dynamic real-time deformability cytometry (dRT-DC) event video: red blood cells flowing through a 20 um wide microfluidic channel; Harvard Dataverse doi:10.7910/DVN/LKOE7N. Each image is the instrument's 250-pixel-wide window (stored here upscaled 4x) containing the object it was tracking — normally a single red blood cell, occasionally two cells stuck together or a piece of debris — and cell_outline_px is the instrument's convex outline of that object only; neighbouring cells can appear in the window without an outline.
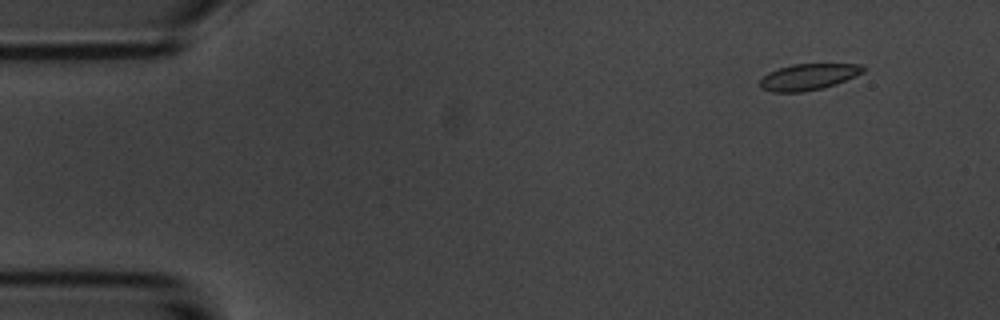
{"species": "common noctule bat (a hibernating species)", "species_latin": "Nyctalus noctula", "temperature_condition": "room temperature", "stored_images_in_passage": 5, "camera_frame_rate_fps": 3000, "um_per_image_px": 0.085, "animal": {"sex": "male", "body_mass_g": 20.1, "forearm_length_mm": 53.5}, "frame": {"image": 1, "passage_image": 2, "time_ms": 1.333, "image_size_px": [1000, 320], "cell_outline_px": [[868, 68], [864, 72], [856, 76], [836, 84], [824, 88], [804, 92], [772, 92], [760, 88], [760, 80], [768, 72], [792, 64], [860, 64]], "centroid_in_image_um": [68.74, 6.54], "position_along_channel_um": 16.3, "area_um2": 15.95}}
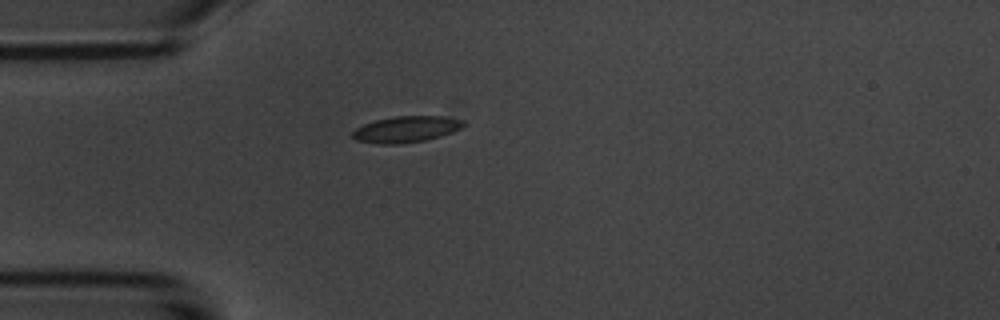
{"frame": {"image": 2, "passage_image": 5, "time_ms": 4.667, "image_size_px": [1000, 320], "cell_outline_px": [[464, 124], [460, 128], [452, 132], [440, 136], [424, 140], [396, 144], [380, 144], [356, 140], [352, 136], [352, 132], [356, 128], [364, 124], [376, 120], [396, 116], [440, 116], [464, 120]], "centroid_in_image_um": [34.5, 10.98], "position_along_channel_um": 50.5, "area_um2": 16.7}}